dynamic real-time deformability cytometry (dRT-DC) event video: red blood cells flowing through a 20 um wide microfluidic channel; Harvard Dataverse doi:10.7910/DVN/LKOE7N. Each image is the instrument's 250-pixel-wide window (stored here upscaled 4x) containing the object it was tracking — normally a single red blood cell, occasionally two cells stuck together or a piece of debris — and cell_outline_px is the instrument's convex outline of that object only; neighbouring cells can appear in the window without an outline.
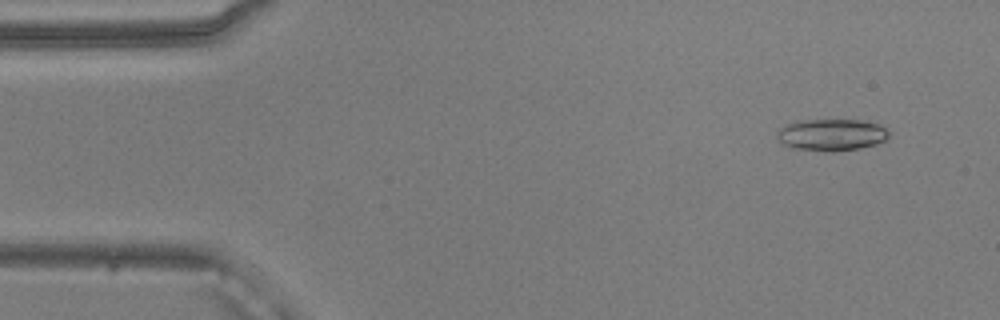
{"species": "common noctule bat (a hibernating species)", "species_latin": "Nyctalus noctula", "temperature_condition": "warm", "stored_images_in_passage": 51, "camera_frame_rate_fps": 3000, "um_per_image_px": 0.085, "animal": {"sex": "male", "body_mass_g": 20.5, "forearm_length_mm": 52.5}, "frame": {"image": 1, "passage_image": 4, "time_ms": 1.0, "image_size_px": [1000, 320], "cell_outline_px": [[888, 136], [884, 140], [876, 144], [860, 148], [832, 152], [824, 152], [792, 148], [784, 144], [776, 136], [776, 132], [784, 124], [796, 120], [860, 120], [880, 124], [888, 132]], "centroid_in_image_um": [70.63, 11.46], "position_along_channel_um": 14.4, "area_um2": 20.92}}
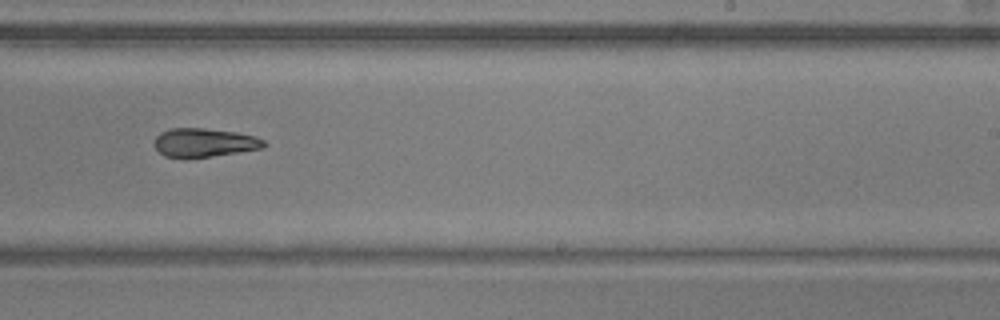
{"frame": {"image": 2, "passage_image": 31, "time_ms": 10.0, "image_size_px": [1000, 320], "cell_outline_px": [[268, 144], [264, 148], [212, 156], [164, 156], [156, 148], [156, 136], [160, 132], [168, 128], [204, 128], [236, 132], [256, 136], [264, 140]], "centroid_in_image_um": [17.42, 12.09], "position_along_channel_um": 271.6, "area_um2": 18.03}}
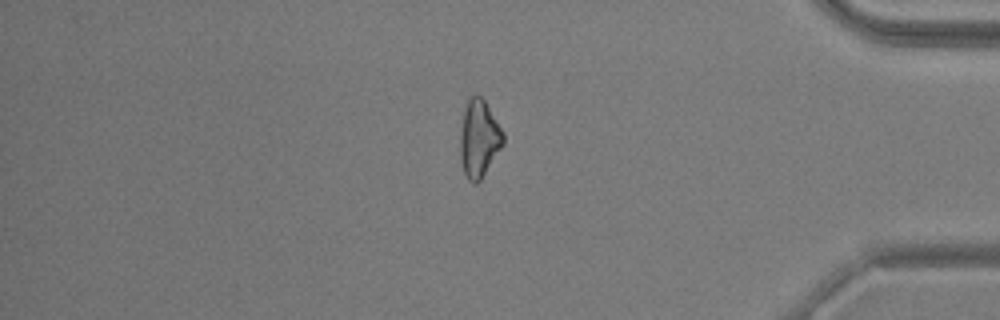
{"frame": {"image": 3, "passage_image": 43, "time_ms": 14.0, "image_size_px": [1000, 320], "cell_outline_px": [[504, 144], [480, 180], [476, 184], [468, 180], [464, 172], [460, 160], [460, 132], [464, 108], [468, 100], [472, 96], [480, 96], [484, 100], [504, 132]], "centroid_in_image_um": [40.71, 11.8], "position_along_channel_um": 394.5, "area_um2": 19.31}}